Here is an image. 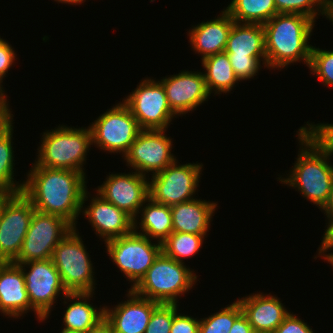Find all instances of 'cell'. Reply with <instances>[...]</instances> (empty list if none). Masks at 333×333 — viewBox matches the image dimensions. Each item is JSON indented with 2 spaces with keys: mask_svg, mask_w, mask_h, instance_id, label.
<instances>
[{
  "mask_svg": "<svg viewBox=\"0 0 333 333\" xmlns=\"http://www.w3.org/2000/svg\"><path fill=\"white\" fill-rule=\"evenodd\" d=\"M134 232L162 243L173 232L170 207L148 198L134 219Z\"/></svg>",
  "mask_w": 333,
  "mask_h": 333,
  "instance_id": "obj_25",
  "label": "cell"
},
{
  "mask_svg": "<svg viewBox=\"0 0 333 333\" xmlns=\"http://www.w3.org/2000/svg\"><path fill=\"white\" fill-rule=\"evenodd\" d=\"M12 125L8 130L0 135V189H4L11 193H20L23 190L24 180H15V155L13 147V131ZM14 161V162H13ZM22 181V182H21Z\"/></svg>",
  "mask_w": 333,
  "mask_h": 333,
  "instance_id": "obj_28",
  "label": "cell"
},
{
  "mask_svg": "<svg viewBox=\"0 0 333 333\" xmlns=\"http://www.w3.org/2000/svg\"><path fill=\"white\" fill-rule=\"evenodd\" d=\"M232 69L234 70L235 75L239 81H245L253 79L254 76L259 74V70L262 67L267 68L263 65V62L258 57H252L249 55L246 56H228Z\"/></svg>",
  "mask_w": 333,
  "mask_h": 333,
  "instance_id": "obj_34",
  "label": "cell"
},
{
  "mask_svg": "<svg viewBox=\"0 0 333 333\" xmlns=\"http://www.w3.org/2000/svg\"><path fill=\"white\" fill-rule=\"evenodd\" d=\"M74 227L55 247L52 261L68 293L95 292V268L86 244Z\"/></svg>",
  "mask_w": 333,
  "mask_h": 333,
  "instance_id": "obj_6",
  "label": "cell"
},
{
  "mask_svg": "<svg viewBox=\"0 0 333 333\" xmlns=\"http://www.w3.org/2000/svg\"><path fill=\"white\" fill-rule=\"evenodd\" d=\"M273 333H315L299 316L289 313Z\"/></svg>",
  "mask_w": 333,
  "mask_h": 333,
  "instance_id": "obj_36",
  "label": "cell"
},
{
  "mask_svg": "<svg viewBox=\"0 0 333 333\" xmlns=\"http://www.w3.org/2000/svg\"><path fill=\"white\" fill-rule=\"evenodd\" d=\"M315 21L306 15L277 13L263 24L267 69L282 70L294 63L309 66V44Z\"/></svg>",
  "mask_w": 333,
  "mask_h": 333,
  "instance_id": "obj_3",
  "label": "cell"
},
{
  "mask_svg": "<svg viewBox=\"0 0 333 333\" xmlns=\"http://www.w3.org/2000/svg\"><path fill=\"white\" fill-rule=\"evenodd\" d=\"M0 103H10L7 99L5 88L3 87V78L0 77Z\"/></svg>",
  "mask_w": 333,
  "mask_h": 333,
  "instance_id": "obj_45",
  "label": "cell"
},
{
  "mask_svg": "<svg viewBox=\"0 0 333 333\" xmlns=\"http://www.w3.org/2000/svg\"><path fill=\"white\" fill-rule=\"evenodd\" d=\"M165 90L172 112L184 116L210 99L203 72L182 70L158 80Z\"/></svg>",
  "mask_w": 333,
  "mask_h": 333,
  "instance_id": "obj_16",
  "label": "cell"
},
{
  "mask_svg": "<svg viewBox=\"0 0 333 333\" xmlns=\"http://www.w3.org/2000/svg\"><path fill=\"white\" fill-rule=\"evenodd\" d=\"M25 277V285L31 306L44 318L49 319L58 297L68 292L52 259L29 261L18 264ZM56 300V301H55Z\"/></svg>",
  "mask_w": 333,
  "mask_h": 333,
  "instance_id": "obj_12",
  "label": "cell"
},
{
  "mask_svg": "<svg viewBox=\"0 0 333 333\" xmlns=\"http://www.w3.org/2000/svg\"><path fill=\"white\" fill-rule=\"evenodd\" d=\"M22 193L34 209L64 218L73 227L81 215L87 176L69 169L47 168L32 163Z\"/></svg>",
  "mask_w": 333,
  "mask_h": 333,
  "instance_id": "obj_1",
  "label": "cell"
},
{
  "mask_svg": "<svg viewBox=\"0 0 333 333\" xmlns=\"http://www.w3.org/2000/svg\"><path fill=\"white\" fill-rule=\"evenodd\" d=\"M306 125H311L318 134L333 148V124L332 123H318L315 124L309 123V121L306 123Z\"/></svg>",
  "mask_w": 333,
  "mask_h": 333,
  "instance_id": "obj_40",
  "label": "cell"
},
{
  "mask_svg": "<svg viewBox=\"0 0 333 333\" xmlns=\"http://www.w3.org/2000/svg\"><path fill=\"white\" fill-rule=\"evenodd\" d=\"M167 130H142L123 156L128 168L149 178L164 170L177 158L172 153V138Z\"/></svg>",
  "mask_w": 333,
  "mask_h": 333,
  "instance_id": "obj_13",
  "label": "cell"
},
{
  "mask_svg": "<svg viewBox=\"0 0 333 333\" xmlns=\"http://www.w3.org/2000/svg\"><path fill=\"white\" fill-rule=\"evenodd\" d=\"M234 22L230 14L223 9L217 18L192 25L187 35L193 52L201 55V60L224 52Z\"/></svg>",
  "mask_w": 333,
  "mask_h": 333,
  "instance_id": "obj_21",
  "label": "cell"
},
{
  "mask_svg": "<svg viewBox=\"0 0 333 333\" xmlns=\"http://www.w3.org/2000/svg\"><path fill=\"white\" fill-rule=\"evenodd\" d=\"M196 272L186 264L169 258L162 252L132 289L137 295L164 304H179L178 298L197 283Z\"/></svg>",
  "mask_w": 333,
  "mask_h": 333,
  "instance_id": "obj_5",
  "label": "cell"
},
{
  "mask_svg": "<svg viewBox=\"0 0 333 333\" xmlns=\"http://www.w3.org/2000/svg\"><path fill=\"white\" fill-rule=\"evenodd\" d=\"M327 262L333 267V252L330 253V259Z\"/></svg>",
  "mask_w": 333,
  "mask_h": 333,
  "instance_id": "obj_48",
  "label": "cell"
},
{
  "mask_svg": "<svg viewBox=\"0 0 333 333\" xmlns=\"http://www.w3.org/2000/svg\"><path fill=\"white\" fill-rule=\"evenodd\" d=\"M320 211H323L326 219H333V182L330 189L329 197Z\"/></svg>",
  "mask_w": 333,
  "mask_h": 333,
  "instance_id": "obj_43",
  "label": "cell"
},
{
  "mask_svg": "<svg viewBox=\"0 0 333 333\" xmlns=\"http://www.w3.org/2000/svg\"><path fill=\"white\" fill-rule=\"evenodd\" d=\"M224 9L237 23L262 25L278 13L274 0H231Z\"/></svg>",
  "mask_w": 333,
  "mask_h": 333,
  "instance_id": "obj_27",
  "label": "cell"
},
{
  "mask_svg": "<svg viewBox=\"0 0 333 333\" xmlns=\"http://www.w3.org/2000/svg\"><path fill=\"white\" fill-rule=\"evenodd\" d=\"M207 236L192 233L172 232L162 243L161 251L169 258L185 264L189 257L196 255Z\"/></svg>",
  "mask_w": 333,
  "mask_h": 333,
  "instance_id": "obj_29",
  "label": "cell"
},
{
  "mask_svg": "<svg viewBox=\"0 0 333 333\" xmlns=\"http://www.w3.org/2000/svg\"><path fill=\"white\" fill-rule=\"evenodd\" d=\"M329 21L332 22L333 25V0H330Z\"/></svg>",
  "mask_w": 333,
  "mask_h": 333,
  "instance_id": "obj_47",
  "label": "cell"
},
{
  "mask_svg": "<svg viewBox=\"0 0 333 333\" xmlns=\"http://www.w3.org/2000/svg\"><path fill=\"white\" fill-rule=\"evenodd\" d=\"M34 212L22 192L5 202L0 213V262H13L18 257Z\"/></svg>",
  "mask_w": 333,
  "mask_h": 333,
  "instance_id": "obj_14",
  "label": "cell"
},
{
  "mask_svg": "<svg viewBox=\"0 0 333 333\" xmlns=\"http://www.w3.org/2000/svg\"><path fill=\"white\" fill-rule=\"evenodd\" d=\"M73 228L58 215L35 210L21 250L13 263L51 259L55 247Z\"/></svg>",
  "mask_w": 333,
  "mask_h": 333,
  "instance_id": "obj_11",
  "label": "cell"
},
{
  "mask_svg": "<svg viewBox=\"0 0 333 333\" xmlns=\"http://www.w3.org/2000/svg\"><path fill=\"white\" fill-rule=\"evenodd\" d=\"M225 52L228 56L258 57L263 62V66H267L263 25L234 22Z\"/></svg>",
  "mask_w": 333,
  "mask_h": 333,
  "instance_id": "obj_24",
  "label": "cell"
},
{
  "mask_svg": "<svg viewBox=\"0 0 333 333\" xmlns=\"http://www.w3.org/2000/svg\"><path fill=\"white\" fill-rule=\"evenodd\" d=\"M237 300L208 317L200 318L199 333H229L234 321L242 314Z\"/></svg>",
  "mask_w": 333,
  "mask_h": 333,
  "instance_id": "obj_30",
  "label": "cell"
},
{
  "mask_svg": "<svg viewBox=\"0 0 333 333\" xmlns=\"http://www.w3.org/2000/svg\"><path fill=\"white\" fill-rule=\"evenodd\" d=\"M14 193H11L9 191H6L4 189H0V213L2 211V208L5 204V202L13 195Z\"/></svg>",
  "mask_w": 333,
  "mask_h": 333,
  "instance_id": "obj_44",
  "label": "cell"
},
{
  "mask_svg": "<svg viewBox=\"0 0 333 333\" xmlns=\"http://www.w3.org/2000/svg\"><path fill=\"white\" fill-rule=\"evenodd\" d=\"M296 132L300 145L296 161L286 177L279 175L277 179L321 210L333 182V148L311 125L305 124Z\"/></svg>",
  "mask_w": 333,
  "mask_h": 333,
  "instance_id": "obj_2",
  "label": "cell"
},
{
  "mask_svg": "<svg viewBox=\"0 0 333 333\" xmlns=\"http://www.w3.org/2000/svg\"><path fill=\"white\" fill-rule=\"evenodd\" d=\"M13 117L9 103H0V135L15 123Z\"/></svg>",
  "mask_w": 333,
  "mask_h": 333,
  "instance_id": "obj_39",
  "label": "cell"
},
{
  "mask_svg": "<svg viewBox=\"0 0 333 333\" xmlns=\"http://www.w3.org/2000/svg\"><path fill=\"white\" fill-rule=\"evenodd\" d=\"M174 316L175 304L160 303L153 310L145 333H170Z\"/></svg>",
  "mask_w": 333,
  "mask_h": 333,
  "instance_id": "obj_33",
  "label": "cell"
},
{
  "mask_svg": "<svg viewBox=\"0 0 333 333\" xmlns=\"http://www.w3.org/2000/svg\"><path fill=\"white\" fill-rule=\"evenodd\" d=\"M62 331L60 333H82V332H75V331H67L64 329H61Z\"/></svg>",
  "mask_w": 333,
  "mask_h": 333,
  "instance_id": "obj_49",
  "label": "cell"
},
{
  "mask_svg": "<svg viewBox=\"0 0 333 333\" xmlns=\"http://www.w3.org/2000/svg\"><path fill=\"white\" fill-rule=\"evenodd\" d=\"M85 333H113L110 323L104 318Z\"/></svg>",
  "mask_w": 333,
  "mask_h": 333,
  "instance_id": "obj_42",
  "label": "cell"
},
{
  "mask_svg": "<svg viewBox=\"0 0 333 333\" xmlns=\"http://www.w3.org/2000/svg\"><path fill=\"white\" fill-rule=\"evenodd\" d=\"M104 244L109 260L123 273L126 281L131 282L129 289H133L140 282L162 252L160 242L134 231Z\"/></svg>",
  "mask_w": 333,
  "mask_h": 333,
  "instance_id": "obj_7",
  "label": "cell"
},
{
  "mask_svg": "<svg viewBox=\"0 0 333 333\" xmlns=\"http://www.w3.org/2000/svg\"><path fill=\"white\" fill-rule=\"evenodd\" d=\"M203 167L198 162L180 164L176 159L164 170L149 177V198L169 207L194 199Z\"/></svg>",
  "mask_w": 333,
  "mask_h": 333,
  "instance_id": "obj_9",
  "label": "cell"
},
{
  "mask_svg": "<svg viewBox=\"0 0 333 333\" xmlns=\"http://www.w3.org/2000/svg\"><path fill=\"white\" fill-rule=\"evenodd\" d=\"M326 221V228L325 232L323 234V238L321 241V245L318 248V254H316L317 256L314 257H320V258H324V261L327 262L330 259V251L333 250V219H325ZM328 224V225H327ZM328 252V254H327Z\"/></svg>",
  "mask_w": 333,
  "mask_h": 333,
  "instance_id": "obj_38",
  "label": "cell"
},
{
  "mask_svg": "<svg viewBox=\"0 0 333 333\" xmlns=\"http://www.w3.org/2000/svg\"><path fill=\"white\" fill-rule=\"evenodd\" d=\"M178 306L179 304H175V316L170 333H199L200 319L179 313L181 310Z\"/></svg>",
  "mask_w": 333,
  "mask_h": 333,
  "instance_id": "obj_35",
  "label": "cell"
},
{
  "mask_svg": "<svg viewBox=\"0 0 333 333\" xmlns=\"http://www.w3.org/2000/svg\"><path fill=\"white\" fill-rule=\"evenodd\" d=\"M93 295L95 292H76L62 297L63 304L68 305L62 315V329L85 333L105 318V307H94L93 303H90Z\"/></svg>",
  "mask_w": 333,
  "mask_h": 333,
  "instance_id": "obj_23",
  "label": "cell"
},
{
  "mask_svg": "<svg viewBox=\"0 0 333 333\" xmlns=\"http://www.w3.org/2000/svg\"><path fill=\"white\" fill-rule=\"evenodd\" d=\"M217 207V202L200 198L171 206L173 232L209 235L207 232Z\"/></svg>",
  "mask_w": 333,
  "mask_h": 333,
  "instance_id": "obj_22",
  "label": "cell"
},
{
  "mask_svg": "<svg viewBox=\"0 0 333 333\" xmlns=\"http://www.w3.org/2000/svg\"><path fill=\"white\" fill-rule=\"evenodd\" d=\"M236 300L255 333H273L290 313L280 298L270 293L257 291Z\"/></svg>",
  "mask_w": 333,
  "mask_h": 333,
  "instance_id": "obj_20",
  "label": "cell"
},
{
  "mask_svg": "<svg viewBox=\"0 0 333 333\" xmlns=\"http://www.w3.org/2000/svg\"><path fill=\"white\" fill-rule=\"evenodd\" d=\"M204 79L211 95L230 93L240 82L232 69L227 53L220 52L201 60Z\"/></svg>",
  "mask_w": 333,
  "mask_h": 333,
  "instance_id": "obj_26",
  "label": "cell"
},
{
  "mask_svg": "<svg viewBox=\"0 0 333 333\" xmlns=\"http://www.w3.org/2000/svg\"><path fill=\"white\" fill-rule=\"evenodd\" d=\"M155 79L140 80L122 100L142 130H167L172 119L177 117L170 109L163 85Z\"/></svg>",
  "mask_w": 333,
  "mask_h": 333,
  "instance_id": "obj_10",
  "label": "cell"
},
{
  "mask_svg": "<svg viewBox=\"0 0 333 333\" xmlns=\"http://www.w3.org/2000/svg\"><path fill=\"white\" fill-rule=\"evenodd\" d=\"M126 292L125 301L112 308L104 305L105 319L113 333H145L152 312L160 303L139 296L132 289Z\"/></svg>",
  "mask_w": 333,
  "mask_h": 333,
  "instance_id": "obj_18",
  "label": "cell"
},
{
  "mask_svg": "<svg viewBox=\"0 0 333 333\" xmlns=\"http://www.w3.org/2000/svg\"><path fill=\"white\" fill-rule=\"evenodd\" d=\"M90 195L87 189L83 195L81 213L104 243L134 231V219L130 215L97 193L93 197ZM87 200H90L88 206L85 205Z\"/></svg>",
  "mask_w": 333,
  "mask_h": 333,
  "instance_id": "obj_17",
  "label": "cell"
},
{
  "mask_svg": "<svg viewBox=\"0 0 333 333\" xmlns=\"http://www.w3.org/2000/svg\"><path fill=\"white\" fill-rule=\"evenodd\" d=\"M55 2H58V3H64V4H71V5H80L82 3H84L86 0H54Z\"/></svg>",
  "mask_w": 333,
  "mask_h": 333,
  "instance_id": "obj_46",
  "label": "cell"
},
{
  "mask_svg": "<svg viewBox=\"0 0 333 333\" xmlns=\"http://www.w3.org/2000/svg\"><path fill=\"white\" fill-rule=\"evenodd\" d=\"M17 54L11 44L5 39L0 37V77L5 78L8 70L16 64ZM7 73V74H6Z\"/></svg>",
  "mask_w": 333,
  "mask_h": 333,
  "instance_id": "obj_37",
  "label": "cell"
},
{
  "mask_svg": "<svg viewBox=\"0 0 333 333\" xmlns=\"http://www.w3.org/2000/svg\"><path fill=\"white\" fill-rule=\"evenodd\" d=\"M278 13L306 15L316 22L321 15L329 20L330 0H274Z\"/></svg>",
  "mask_w": 333,
  "mask_h": 333,
  "instance_id": "obj_31",
  "label": "cell"
},
{
  "mask_svg": "<svg viewBox=\"0 0 333 333\" xmlns=\"http://www.w3.org/2000/svg\"><path fill=\"white\" fill-rule=\"evenodd\" d=\"M29 311L42 322L44 318L30 304L21 267L13 262H0V313L20 319Z\"/></svg>",
  "mask_w": 333,
  "mask_h": 333,
  "instance_id": "obj_19",
  "label": "cell"
},
{
  "mask_svg": "<svg viewBox=\"0 0 333 333\" xmlns=\"http://www.w3.org/2000/svg\"><path fill=\"white\" fill-rule=\"evenodd\" d=\"M111 107L90 123L92 145L123 158L142 129L123 101Z\"/></svg>",
  "mask_w": 333,
  "mask_h": 333,
  "instance_id": "obj_8",
  "label": "cell"
},
{
  "mask_svg": "<svg viewBox=\"0 0 333 333\" xmlns=\"http://www.w3.org/2000/svg\"><path fill=\"white\" fill-rule=\"evenodd\" d=\"M229 333H255L248 322L246 316L242 313L232 325Z\"/></svg>",
  "mask_w": 333,
  "mask_h": 333,
  "instance_id": "obj_41",
  "label": "cell"
},
{
  "mask_svg": "<svg viewBox=\"0 0 333 333\" xmlns=\"http://www.w3.org/2000/svg\"><path fill=\"white\" fill-rule=\"evenodd\" d=\"M308 69L328 87H333V50L312 46Z\"/></svg>",
  "mask_w": 333,
  "mask_h": 333,
  "instance_id": "obj_32",
  "label": "cell"
},
{
  "mask_svg": "<svg viewBox=\"0 0 333 333\" xmlns=\"http://www.w3.org/2000/svg\"><path fill=\"white\" fill-rule=\"evenodd\" d=\"M132 171L109 173L106 180L95 188V192L135 219L149 198V178Z\"/></svg>",
  "mask_w": 333,
  "mask_h": 333,
  "instance_id": "obj_15",
  "label": "cell"
},
{
  "mask_svg": "<svg viewBox=\"0 0 333 333\" xmlns=\"http://www.w3.org/2000/svg\"><path fill=\"white\" fill-rule=\"evenodd\" d=\"M34 160L37 166L69 169L85 173L87 155L92 145L90 127H70L59 124L43 132Z\"/></svg>",
  "mask_w": 333,
  "mask_h": 333,
  "instance_id": "obj_4",
  "label": "cell"
}]
</instances>
